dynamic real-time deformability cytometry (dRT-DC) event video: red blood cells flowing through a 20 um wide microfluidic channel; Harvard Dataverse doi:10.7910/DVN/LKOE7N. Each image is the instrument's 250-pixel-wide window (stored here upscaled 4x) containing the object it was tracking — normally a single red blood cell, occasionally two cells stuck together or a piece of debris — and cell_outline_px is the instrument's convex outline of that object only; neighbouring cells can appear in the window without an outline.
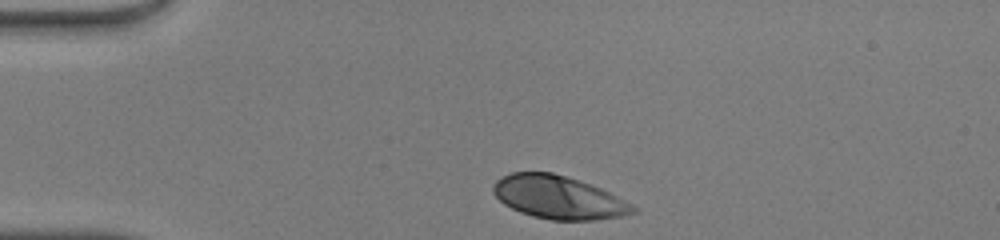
{"species": "human", "species_latin": "Homo sapiens", "temperature_condition": "warm", "stored_images_in_passage": 30, "camera_frame_rate_fps": 3000, "um_per_image_px": 0.085, "donor": {"sex": "male"}, "frame": {"image": 1, "passage_image": 1, "time_ms": 0.0, "image_size_px": [1000, 240], "cell_outline_px": [[640, 212], [624, 216], [592, 220], [552, 220], [532, 216], [520, 212], [504, 204], [492, 192], [492, 184], [500, 176], [512, 172], [552, 172], [592, 184], [640, 208]], "centroid_in_image_um": [47.48, 16.78], "position_along_channel_um": 37.5, "area_um2": 35.37}}
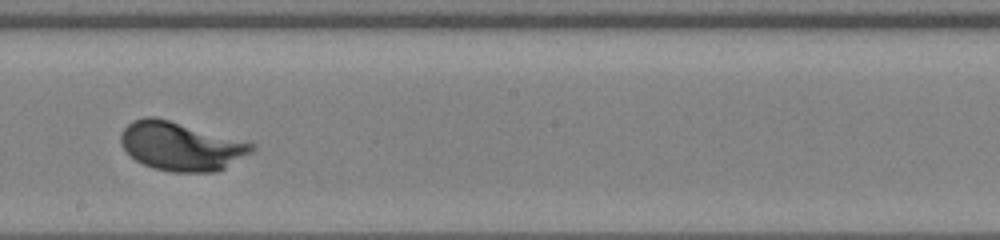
{"frame": {"image": 2, "passage_image": 18, "time_ms": 5.667, "image_size_px": [1000, 240], "cell_outline_px": [[256, 148], [252, 152], [224, 168], [216, 172], [172, 172], [152, 168], [136, 160], [124, 148], [120, 140], [120, 136], [124, 128], [132, 120], [144, 116], [156, 116], [256, 144]], "centroid_in_image_um": [15.38, 12.42], "position_along_channel_um": 232.8, "area_um2": 37.05}}
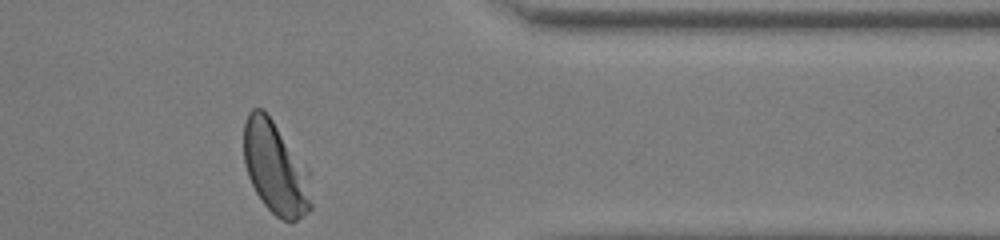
{"frame": {"image": 3, "passage_image": 30, "time_ms": 9.667, "image_size_px": [1000, 240], "cell_outline_px": [[312, 208], [308, 212], [292, 224], [280, 220], [264, 204], [256, 192], [248, 176], [244, 164], [244, 124], [248, 112], [252, 108], [264, 108], [312, 172]], "centroid_in_image_um": [23.47, 14.3], "position_along_channel_um": 387.9, "area_um2": 37.51}, "authors_computed_cell_mechanics": {"area_um2": 36.414, "velocity_mm_per_s": 4.2344, "shape_relaxation_time_tau1_ms": 1.5706, "shape_relaxation_time_tau2_ms": null, "deformation_change_tau1": 0.1595, "deformation_change_tau2": null}}